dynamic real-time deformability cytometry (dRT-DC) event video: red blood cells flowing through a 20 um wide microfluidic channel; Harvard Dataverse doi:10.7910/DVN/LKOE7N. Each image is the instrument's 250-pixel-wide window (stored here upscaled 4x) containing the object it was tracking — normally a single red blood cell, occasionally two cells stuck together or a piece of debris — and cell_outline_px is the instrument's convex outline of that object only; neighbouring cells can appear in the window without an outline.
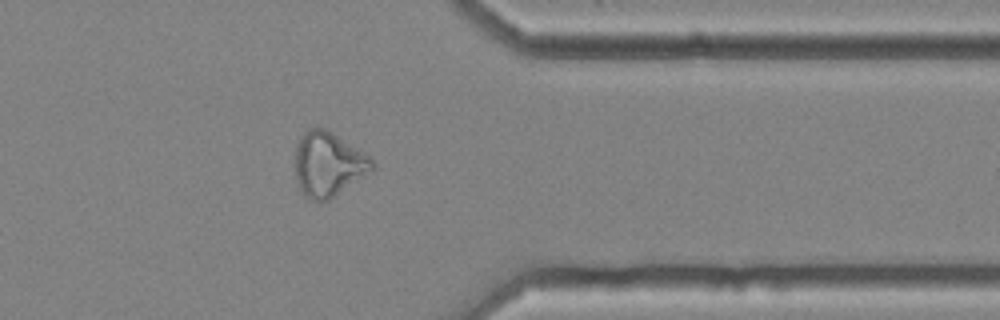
{"species": "common noctule bat (a hibernating species)", "species_latin": "Nyctalus noctula", "temperature_condition": "cold", "stored_images_in_passage": 37, "camera_frame_rate_fps": 3000, "um_per_image_px": 0.085, "animal": {"sex": "female", "body_mass_g": 25.1}, "frame": {"image": 1, "passage_image": 27, "time_ms": 8.667, "image_size_px": [1000, 320], "cell_outline_px": [[376, 168], [372, 172], [328, 200], [308, 200], [304, 196], [296, 184], [296, 148], [300, 136], [304, 132], [312, 128], [324, 128], [332, 132], [364, 152], [376, 164]], "centroid_in_image_um": [27.92, 13.98], "position_along_channel_um": 383.5, "area_um2": 29.02}, "authors_computed_cell_mechanics": {"area_um2": 26.5302, "velocity_mm_per_s": 3.6651, "shape_relaxation_time_tau1_ms": null, "shape_relaxation_time_tau2_ms": 3.3975, "deformation_change_tau1": null, "deformation_change_tau2": 0.1198}}